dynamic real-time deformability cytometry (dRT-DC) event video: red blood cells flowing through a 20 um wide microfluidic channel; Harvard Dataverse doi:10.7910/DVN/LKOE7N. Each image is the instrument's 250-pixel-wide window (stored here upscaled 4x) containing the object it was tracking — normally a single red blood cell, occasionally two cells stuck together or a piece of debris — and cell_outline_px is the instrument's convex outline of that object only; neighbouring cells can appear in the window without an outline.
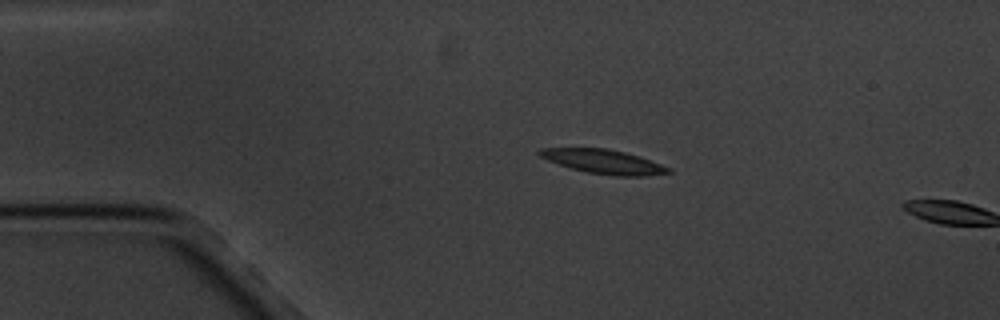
{"species": "common noctule bat (a hibernating species)", "species_latin": "Nyctalus noctula", "temperature_condition": "cold", "stored_images_in_passage": 4, "camera_frame_rate_fps": 3000, "um_per_image_px": 0.085, "animal": {"sex": "male", "body_mass_g": 20.1, "forearm_length_mm": 53.5}, "frame": {"image": 1, "passage_image": 3, "time_ms": 2.333, "image_size_px": [1000, 320], "cell_outline_px": [[672, 172], [644, 176], [616, 176], [588, 172], [572, 168], [548, 160], [540, 156], [536, 152], [540, 148], [608, 148], [640, 156], [672, 168]], "centroid_in_image_um": [51.34, 13.73], "position_along_channel_um": 33.7, "area_um2": 18.03}}